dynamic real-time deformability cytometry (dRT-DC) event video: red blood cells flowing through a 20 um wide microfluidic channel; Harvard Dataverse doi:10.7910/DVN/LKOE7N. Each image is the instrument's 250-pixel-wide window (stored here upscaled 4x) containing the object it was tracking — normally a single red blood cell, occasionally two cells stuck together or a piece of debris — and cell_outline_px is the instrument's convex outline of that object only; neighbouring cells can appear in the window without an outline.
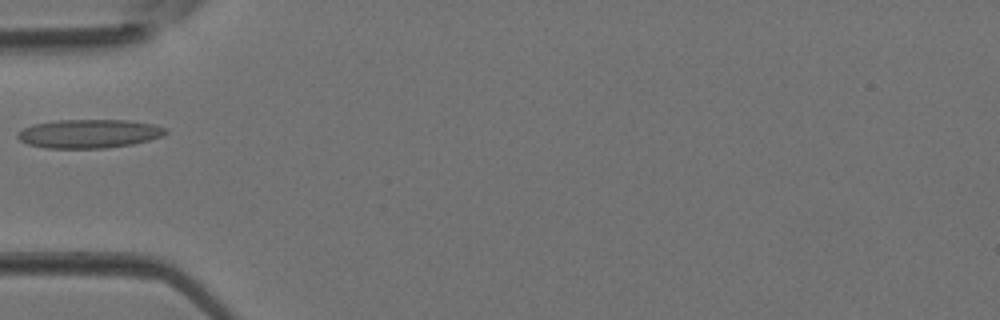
{"species": "Egyptian fruit bat (a non-hibernating species)", "species_latin": "Rousettus aegyptiacus", "temperature_condition": "room temperature", "stored_images_in_passage": 2, "camera_frame_rate_fps": 3000, "um_per_image_px": 0.085, "animal": {"sex": "female"}, "frame": {"image": 1, "passage_image": 2, "time_ms": 0.333, "image_size_px": [1000, 320], "cell_outline_px": [[168, 132], [164, 136], [132, 144], [104, 148], [44, 148], [28, 144], [20, 140], [16, 136], [16, 132], [32, 124], [56, 120], [128, 120], [156, 124], [168, 128]], "centroid_in_image_um": [7.59, 11.35], "position_along_channel_um": 77.4, "area_um2": 25.03}}